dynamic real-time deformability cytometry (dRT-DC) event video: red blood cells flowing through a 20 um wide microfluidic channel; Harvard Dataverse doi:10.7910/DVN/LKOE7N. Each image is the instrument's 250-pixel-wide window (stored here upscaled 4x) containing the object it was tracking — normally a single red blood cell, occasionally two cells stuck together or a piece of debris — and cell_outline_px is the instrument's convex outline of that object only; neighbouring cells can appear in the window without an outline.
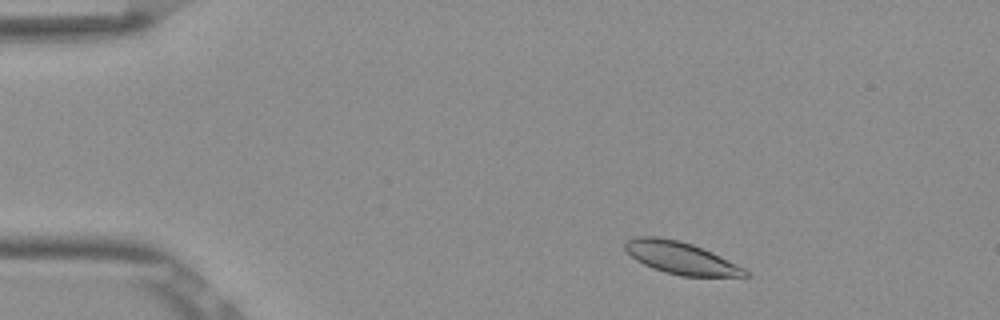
{"species": "Egyptian fruit bat (a non-hibernating species)", "species_latin": "Rousettus aegyptiacus", "temperature_condition": "room temperature", "stored_images_in_passage": 50, "camera_frame_rate_fps": 3000, "um_per_image_px": 0.085, "frame": {"image": 1, "passage_image": 5, "time_ms": 1.333, "image_size_px": [1000, 320], "cell_outline_px": [[752, 276], [680, 276], [664, 272], [652, 268], [636, 260], [624, 248], [624, 240], [636, 236], [660, 236], [680, 240], [692, 244], [712, 252], [744, 268]], "centroid_in_image_um": [57.83, 21.9], "position_along_channel_um": 27.2, "area_um2": 22.6}}
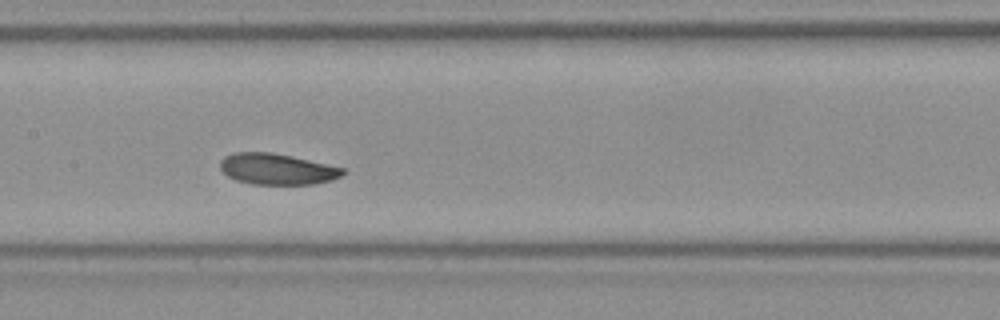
{"frame": {"image": 2, "passage_image": 23, "time_ms": 7.333, "image_size_px": [1000, 320], "cell_outline_px": [[348, 172], [332, 180], [312, 184], [252, 184], [236, 180], [228, 176], [220, 168], [220, 160], [224, 156], [232, 152], [272, 152], [292, 156], [344, 168]], "centroid_in_image_um": [23.54, 14.36], "position_along_channel_um": 183.9, "area_um2": 22.25}}
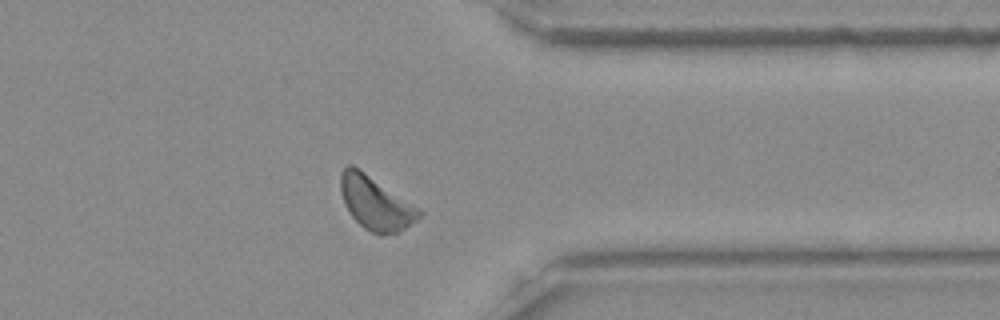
{"frame": {"image": 3, "passage_image": 39, "time_ms": 12.667, "image_size_px": [1000, 320], "cell_outline_px": [[424, 212], [416, 220], [400, 232], [380, 236], [364, 228], [352, 216], [344, 204], [340, 192], [340, 172], [348, 164], [352, 164], [420, 208]], "centroid_in_image_um": [31.92, 17.27], "position_along_channel_um": 379.5, "area_um2": 24.45}, "authors_computed_cell_mechanics": {"area_um2": 22.831, "velocity_mm_per_s": 3.7963, "shape_relaxation_time_tau1_ms": 2.041, "shape_relaxation_time_tau2_ms": 10.9694, "deformation_change_tau1": 0.0806, "deformation_change_tau2": 0.2031}}